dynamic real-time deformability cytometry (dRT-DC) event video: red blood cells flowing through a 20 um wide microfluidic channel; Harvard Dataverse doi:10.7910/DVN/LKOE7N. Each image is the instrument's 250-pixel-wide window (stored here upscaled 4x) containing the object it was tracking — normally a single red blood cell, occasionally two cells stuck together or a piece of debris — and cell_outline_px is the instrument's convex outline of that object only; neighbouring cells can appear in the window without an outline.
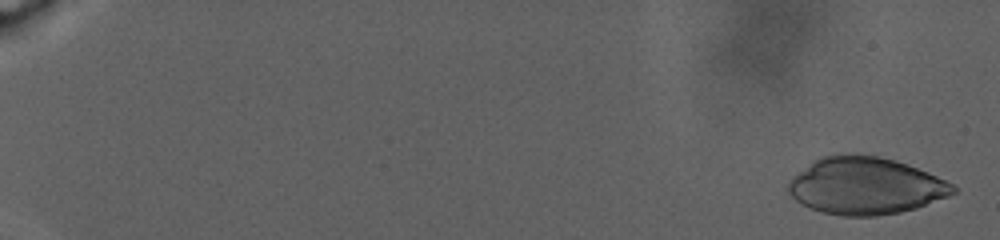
{"species": "human", "species_latin": "Homo sapiens", "temperature_condition": "warm", "stored_images_in_passage": 65, "camera_frame_rate_fps": 3000, "um_per_image_px": 0.085, "donor": {"sex": "male"}, "frame": {"image": 1, "passage_image": 3, "time_ms": 0.667, "image_size_px": [1000, 240], "cell_outline_px": [[956, 192], [948, 196], [916, 208], [900, 212], [876, 216], [844, 216], [824, 212], [812, 208], [796, 200], [784, 188], [788, 180], [792, 176], [812, 160], [820, 156], [836, 152], [856, 152], [896, 160], [908, 164], [936, 176], [952, 184], [956, 188]], "centroid_in_image_um": [73.5, 15.76], "position_along_channel_um": 11.5, "area_um2": 55.43}}
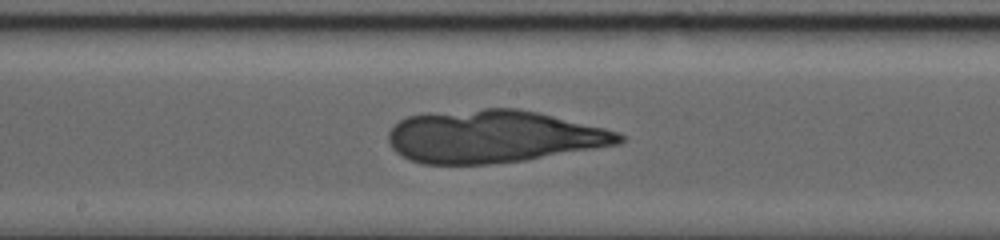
{"frame": {"image": 2, "passage_image": 38, "time_ms": 18.333, "image_size_px": [1000, 240], "cell_outline_px": [[624, 140], [620, 144], [524, 160], [488, 164], [424, 164], [412, 160], [396, 152], [392, 148], [388, 140], [388, 132], [400, 120], [408, 116], [428, 112], [484, 108], [516, 108], [536, 112], [604, 128], [620, 132], [624, 136]], "centroid_in_image_um": [41.91, 11.59], "position_along_channel_um": 206.3, "area_um2": 70.63}}
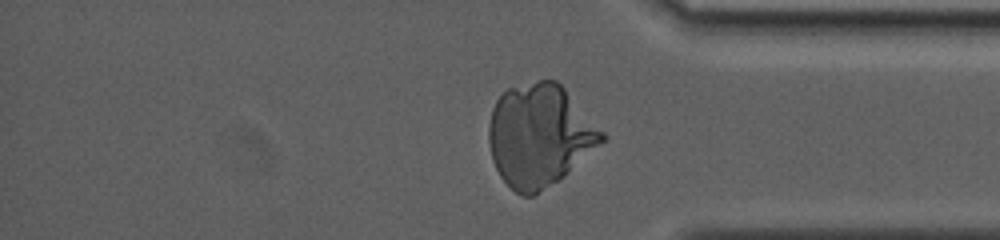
{"frame": {"image": 3, "passage_image": 60, "time_ms": 26.333, "image_size_px": [1000, 240], "cell_outline_px": [[608, 136], [604, 140], [564, 176], [532, 196], [524, 196], [516, 192], [500, 176], [492, 160], [488, 140], [488, 124], [492, 108], [496, 100], [508, 88], [536, 80], [556, 80], [564, 88]], "centroid_in_image_um": [45.84, 11.49], "position_along_channel_um": 389.4, "area_um2": 66.99}}